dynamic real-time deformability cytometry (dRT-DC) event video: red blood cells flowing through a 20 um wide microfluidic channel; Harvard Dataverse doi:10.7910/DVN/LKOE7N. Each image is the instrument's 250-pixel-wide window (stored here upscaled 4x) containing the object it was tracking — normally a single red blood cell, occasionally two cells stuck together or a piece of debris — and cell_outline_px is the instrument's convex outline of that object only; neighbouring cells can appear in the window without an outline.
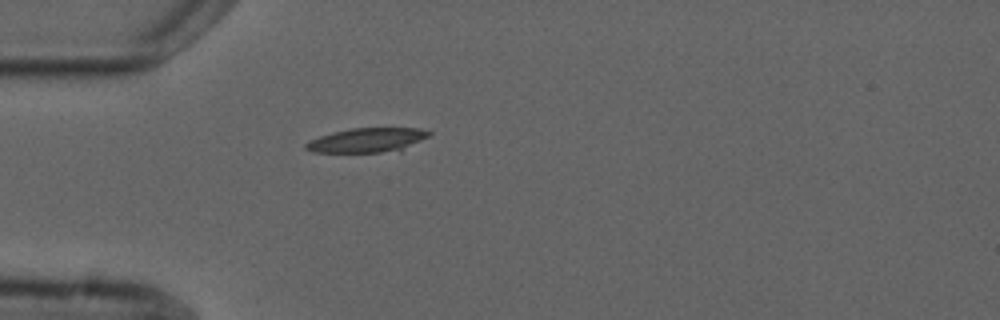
{"species": "common noctule bat (a hibernating species)", "species_latin": "Nyctalus noctula", "temperature_condition": "cold", "stored_images_in_passage": 1, "camera_frame_rate_fps": 3000, "um_per_image_px": 0.085, "animal": {"sex": "male", "forearm_length_mm": 52.5}, "frame": {"image": 1, "passage_image": 1, "time_ms": 0.0, "image_size_px": [1000, 320], "cell_outline_px": [[432, 132], [428, 136], [400, 152], [312, 152], [304, 148], [304, 144], [308, 140], [332, 132], [352, 128], [420, 128]], "centroid_in_image_um": [31.21, 11.92], "position_along_channel_um": 53.8, "area_um2": 17.69}}